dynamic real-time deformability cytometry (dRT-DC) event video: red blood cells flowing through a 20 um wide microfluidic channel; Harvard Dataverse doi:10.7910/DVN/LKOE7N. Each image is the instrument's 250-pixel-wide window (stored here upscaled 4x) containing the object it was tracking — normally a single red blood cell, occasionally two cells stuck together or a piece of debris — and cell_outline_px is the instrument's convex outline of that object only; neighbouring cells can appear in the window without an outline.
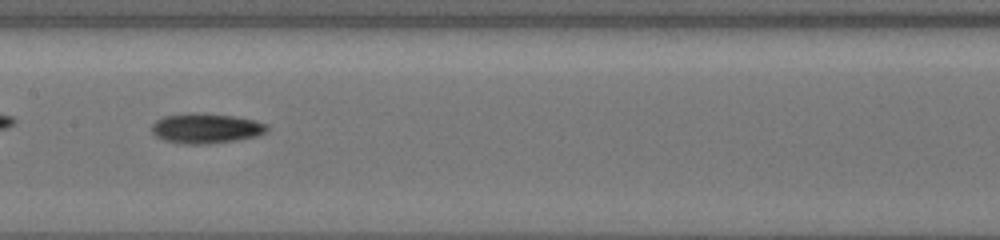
{"species": "common noctule bat (a hibernating species)", "species_latin": "Nyctalus noctula", "temperature_condition": "cold", "stored_images_in_passage": 32, "camera_frame_rate_fps": 3000, "um_per_image_px": 0.085, "animal": {"sex": "female", "body_mass_g": 19.5, "forearm_length_mm": 54.1}, "frame": {"image": 1, "passage_image": 31, "time_ms": 10.0, "image_size_px": [1000, 240], "cell_outline_px": [[268, 128], [264, 132], [256, 136], [236, 140], [204, 144], [188, 144], [164, 140], [156, 136], [152, 132], [152, 124], [156, 120], [164, 116], [192, 112], [196, 112], [236, 116], [268, 124]], "centroid_in_image_um": [17.49, 10.89], "position_along_channel_um": 189.9, "area_um2": 20.06}}